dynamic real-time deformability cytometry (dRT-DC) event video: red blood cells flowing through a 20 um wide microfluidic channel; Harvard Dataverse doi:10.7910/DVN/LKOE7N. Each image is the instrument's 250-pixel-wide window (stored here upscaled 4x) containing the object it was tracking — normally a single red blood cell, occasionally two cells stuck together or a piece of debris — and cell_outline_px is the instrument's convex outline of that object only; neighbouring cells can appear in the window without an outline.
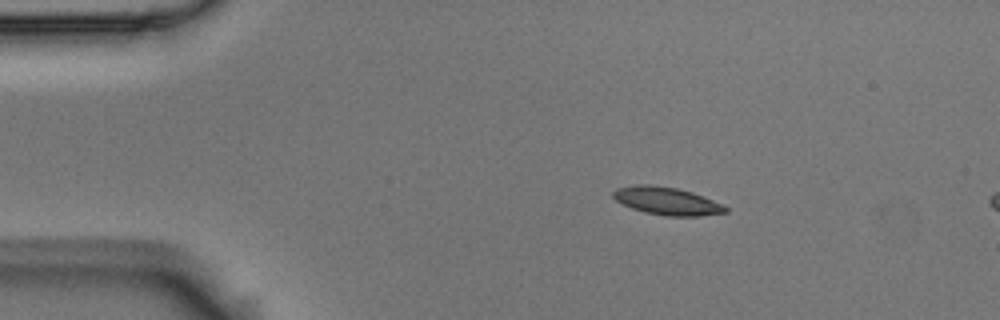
{"species": "Egyptian fruit bat (a non-hibernating species)", "species_latin": "Rousettus aegyptiacus", "temperature_condition": "room temperature", "stored_images_in_passage": 4, "camera_frame_rate_fps": 3000, "um_per_image_px": 0.085, "animal": {"sex": "male"}, "frame": {"image": 1, "passage_image": 2, "time_ms": 0.333, "image_size_px": [1000, 320], "cell_outline_px": [[728, 212], [700, 216], [668, 216], [644, 212], [632, 208], [616, 200], [612, 196], [612, 192], [616, 188], [636, 184], [652, 184], [676, 188], [692, 192], [724, 204], [728, 208]], "centroid_in_image_um": [56.7, 17.08], "position_along_channel_um": 28.3, "area_um2": 18.26}}